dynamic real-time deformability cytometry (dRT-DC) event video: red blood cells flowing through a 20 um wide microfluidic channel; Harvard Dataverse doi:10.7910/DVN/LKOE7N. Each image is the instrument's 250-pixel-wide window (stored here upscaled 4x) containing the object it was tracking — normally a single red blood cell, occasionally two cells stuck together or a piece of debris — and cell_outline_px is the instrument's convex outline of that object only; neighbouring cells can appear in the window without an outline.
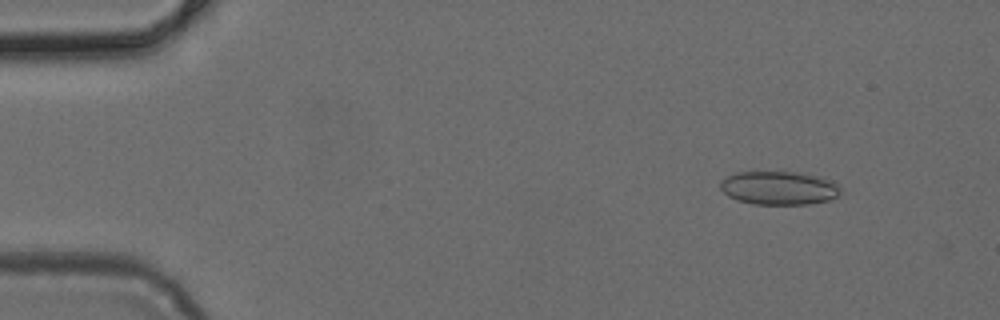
{"species": "common noctule bat (a hibernating species)", "species_latin": "Nyctalus noctula", "temperature_condition": "cold", "stored_images_in_passage": 4, "camera_frame_rate_fps": 3000, "um_per_image_px": 0.085, "animal": {"sex": "female", "body_mass_g": 24.6, "forearm_length_mm": 56.2}, "frame": {"image": 1, "passage_image": 2, "time_ms": 0.333, "image_size_px": [1000, 320], "cell_outline_px": [[840, 192], [836, 196], [828, 200], [808, 204], [752, 204], [736, 200], [728, 196], [720, 188], [720, 180], [736, 172], [804, 172], [820, 176], [832, 180], [840, 184]], "centroid_in_image_um": [66.22, 15.97], "position_along_channel_um": 18.8, "area_um2": 23.76}}